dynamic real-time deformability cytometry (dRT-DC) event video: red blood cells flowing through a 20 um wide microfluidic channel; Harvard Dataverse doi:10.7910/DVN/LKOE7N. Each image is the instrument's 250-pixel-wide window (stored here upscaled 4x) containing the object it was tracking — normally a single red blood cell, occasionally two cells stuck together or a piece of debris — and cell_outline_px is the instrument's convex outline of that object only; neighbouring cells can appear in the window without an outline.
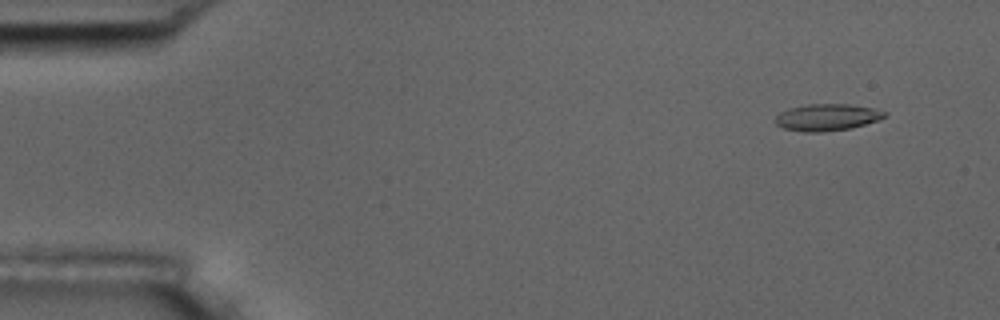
{"species": "common noctule bat (a hibernating species)", "species_latin": "Nyctalus noctula", "temperature_condition": "room temperature", "stored_images_in_passage": 8, "camera_frame_rate_fps": 3000, "um_per_image_px": 0.085, "animal": {"sex": "male", "body_mass_g": 17.5, "forearm_length_mm": 52.3}, "frame": {"image": 1, "passage_image": 2, "time_ms": 0.333, "image_size_px": [1000, 320], "cell_outline_px": [[888, 112], [884, 116], [876, 120], [852, 128], [820, 132], [804, 132], [784, 128], [776, 124], [776, 116], [780, 112], [788, 108], [808, 104], [848, 104], [872, 108]], "centroid_in_image_um": [70.27, 9.96], "position_along_channel_um": 14.7, "area_um2": 16.88}}
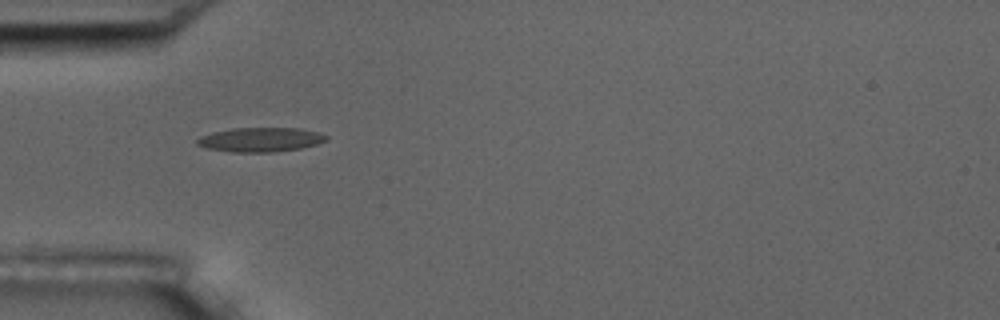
{"frame": {"image": 2, "passage_image": 5, "time_ms": 1.333, "image_size_px": [1000, 320], "cell_outline_px": [[328, 140], [316, 144], [300, 148], [272, 152], [232, 152], [208, 148], [196, 144], [196, 140], [200, 136], [212, 132], [232, 128], [300, 128], [320, 132], [328, 136]], "centroid_in_image_um": [22.15, 11.86], "position_along_channel_um": 62.8, "area_um2": 18.32}}
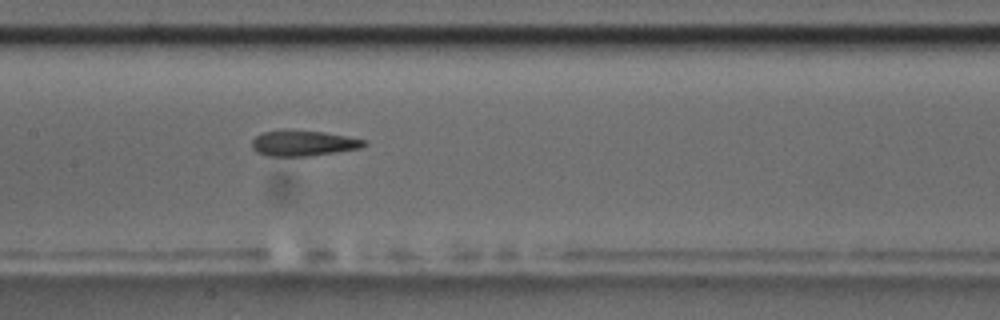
{"frame": {"image": 3, "passage_image": 8, "time_ms": 2.333, "image_size_px": [1000, 320], "cell_outline_px": [[368, 144], [360, 148], [336, 152], [308, 156], [264, 156], [256, 152], [252, 148], [252, 140], [256, 136], [264, 132], [280, 128], [324, 132], [368, 140]], "centroid_in_image_um": [25.75, 12.15], "position_along_channel_um": 181.6, "area_um2": 17.11}}